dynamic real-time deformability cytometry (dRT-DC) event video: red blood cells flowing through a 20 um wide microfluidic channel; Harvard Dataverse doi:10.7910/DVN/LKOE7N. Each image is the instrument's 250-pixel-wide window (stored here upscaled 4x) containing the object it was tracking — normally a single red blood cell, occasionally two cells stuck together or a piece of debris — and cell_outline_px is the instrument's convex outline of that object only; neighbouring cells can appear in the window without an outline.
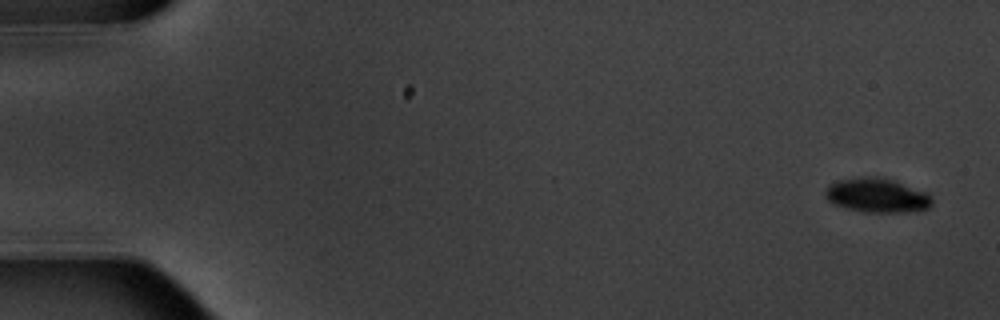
{"species": "common noctule bat (a hibernating species)", "species_latin": "Nyctalus noctula", "temperature_condition": "warm", "stored_images_in_passage": 6, "camera_frame_rate_fps": 3000, "um_per_image_px": 0.085, "animal": {"sex": "male", "body_mass_g": 20.1, "forearm_length_mm": 53.5}, "frame": {"image": 1, "passage_image": 1, "time_ms": 0.0, "image_size_px": [1000, 320], "cell_outline_px": [[932, 204], [928, 208], [904, 212], [860, 212], [832, 204], [824, 196], [824, 192], [828, 184], [836, 180], [860, 176], [880, 176], [896, 180], [924, 192], [932, 196]], "centroid_in_image_um": [74.48, 16.59], "position_along_channel_um": 10.5, "area_um2": 21.73}}
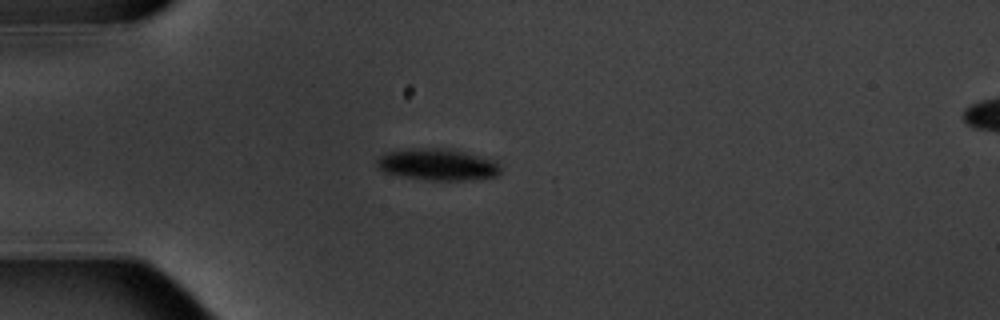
{"frame": {"image": 2, "passage_image": 4, "time_ms": 4.667, "image_size_px": [1000, 320], "cell_outline_px": [[500, 172], [496, 176], [472, 180], [428, 180], [400, 176], [380, 172], [376, 168], [376, 160], [384, 152], [412, 148], [440, 148], [464, 152], [496, 160], [500, 168]], "centroid_in_image_um": [37.13, 13.99], "position_along_channel_um": 47.9, "area_um2": 23.06}}
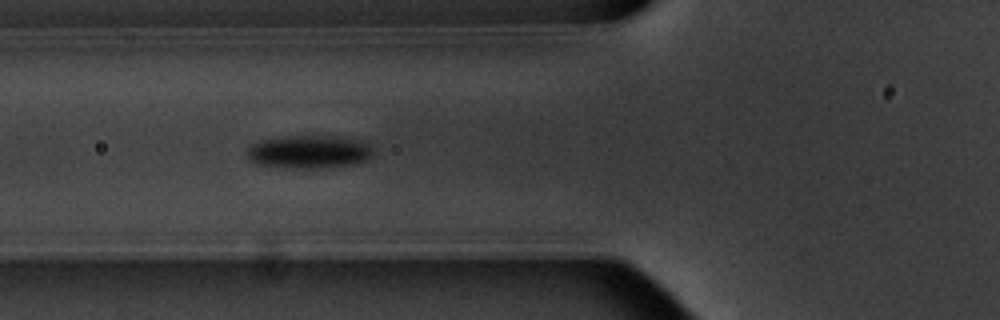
{"frame": {"image": 3, "passage_image": 6, "time_ms": 6.667, "image_size_px": [1000, 320], "cell_outline_px": [[372, 156], [356, 164], [316, 168], [296, 168], [256, 164], [248, 160], [248, 148], [252, 144], [260, 140], [288, 136], [336, 136], [360, 140], [368, 144], [372, 148]], "centroid_in_image_um": [26.26, 12.9], "position_along_channel_um": 99.5, "area_um2": 24.22}}